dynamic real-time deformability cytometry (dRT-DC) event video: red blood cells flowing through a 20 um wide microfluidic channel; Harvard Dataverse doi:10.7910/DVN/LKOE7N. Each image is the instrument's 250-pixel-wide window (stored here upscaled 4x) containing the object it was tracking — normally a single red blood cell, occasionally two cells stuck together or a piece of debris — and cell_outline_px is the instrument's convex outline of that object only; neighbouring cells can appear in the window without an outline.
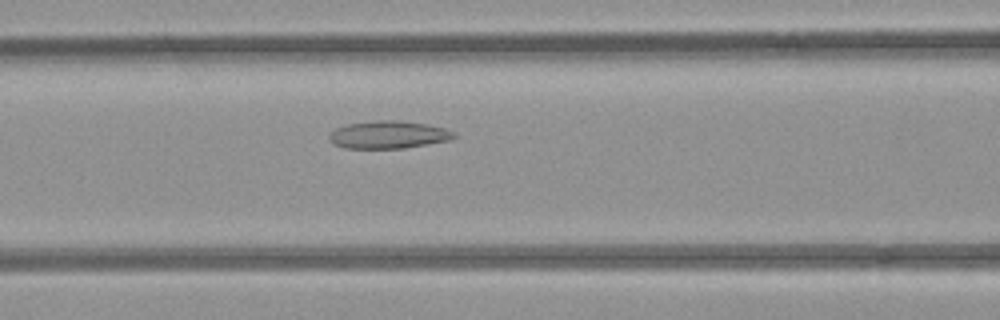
{"species": "common noctule bat (a hibernating species)", "species_latin": "Nyctalus noctula", "temperature_condition": "room temperature", "stored_images_in_passage": 42, "camera_frame_rate_fps": 3000, "um_per_image_px": 0.085, "animal": {"sex": "female", "body_mass_g": 21.9}, "frame": {"image": 1, "passage_image": 11, "time_ms": 3.333, "image_size_px": [1000, 320], "cell_outline_px": [[456, 136], [452, 140], [404, 148], [344, 148], [332, 144], [328, 140], [328, 132], [336, 128], [348, 124], [376, 120], [400, 120], [428, 124], [444, 128], [456, 132]], "centroid_in_image_um": [33.0, 11.45], "position_along_channel_um": 133.6, "area_um2": 20.4}}
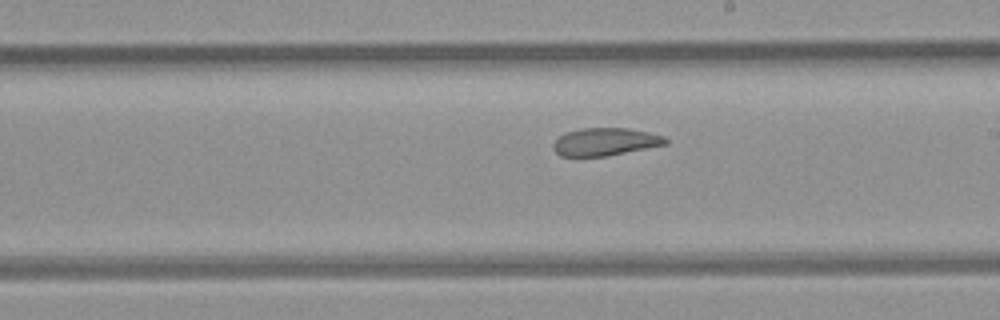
{"frame": {"image": 2, "passage_image": 19, "time_ms": 6.0, "image_size_px": [1000, 320], "cell_outline_px": [[668, 144], [608, 156], [560, 156], [552, 148], [552, 144], [560, 136], [568, 132], [580, 128], [628, 128], [648, 132], [664, 136], [668, 140]], "centroid_in_image_um": [51.46, 12.05], "position_along_channel_um": 237.5, "area_um2": 18.15}}
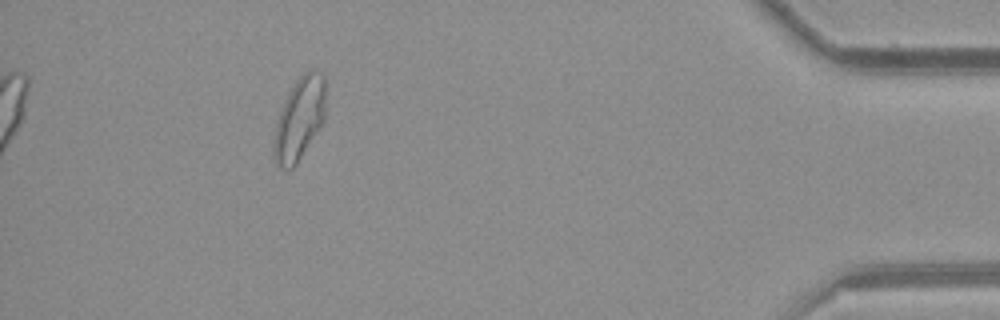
{"frame": {"image": 3, "passage_image": 37, "time_ms": 12.0, "image_size_px": [1000, 320], "cell_outline_px": [[324, 120], [296, 164], [292, 168], [284, 168], [276, 164], [276, 124], [280, 112], [288, 92], [296, 80], [308, 68], [312, 68], [320, 72], [324, 76]], "centroid_in_image_um": [25.49, 10.01], "position_along_channel_um": 409.7, "area_um2": 23.99}, "authors_computed_cell_mechanics": {"area_um2": 21.097, "velocity_mm_per_s": 3.8958, "shape_relaxation_time_tau1_ms": null, "shape_relaxation_time_tau2_ms": 2.3435, "deformation_change_tau1": null, "deformation_change_tau2": 0.0932}}